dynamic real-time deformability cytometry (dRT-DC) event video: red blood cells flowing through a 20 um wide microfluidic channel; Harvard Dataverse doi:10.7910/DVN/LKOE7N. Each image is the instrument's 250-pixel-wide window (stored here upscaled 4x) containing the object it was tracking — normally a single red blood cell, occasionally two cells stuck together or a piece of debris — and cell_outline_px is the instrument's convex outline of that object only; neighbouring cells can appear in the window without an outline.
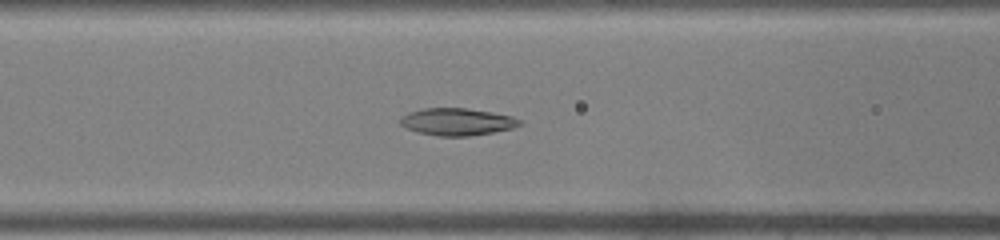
{"species": "common noctule bat (a hibernating species)", "species_latin": "Nyctalus noctula", "temperature_condition": "warm", "stored_images_in_passage": 32, "camera_frame_rate_fps": 3000, "um_per_image_px": 0.085, "animal": {"sex": "male", "body_mass_g": 19.0, "forearm_length_mm": 50.8}, "frame": {"image": 1, "passage_image": 11, "time_ms": 3.333, "image_size_px": [1000, 240], "cell_outline_px": [[520, 124], [512, 128], [492, 132], [468, 136], [440, 136], [416, 132], [400, 124], [400, 120], [408, 112], [424, 108], [464, 108], [492, 112], [512, 116], [520, 120]], "centroid_in_image_um": [38.83, 10.35], "position_along_channel_um": 127.8, "area_um2": 18.67}}
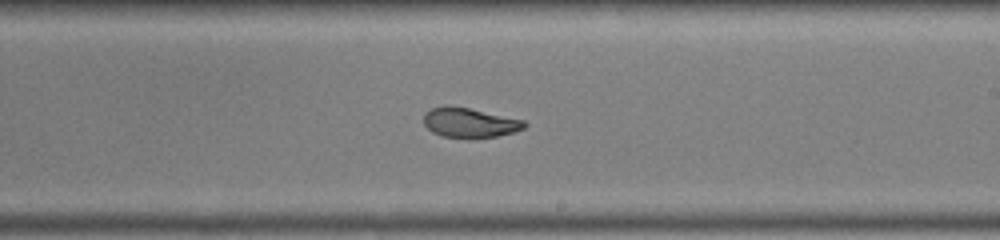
{"frame": {"image": 2, "passage_image": 19, "time_ms": 6.0, "image_size_px": [1000, 240], "cell_outline_px": [[528, 124], [524, 128], [512, 132], [496, 136], [472, 140], [468, 140], [440, 136], [432, 132], [424, 124], [424, 112], [432, 108], [468, 108], [524, 120]], "centroid_in_image_um": [39.93, 10.49], "position_along_channel_um": 249.1, "area_um2": 17.34}}
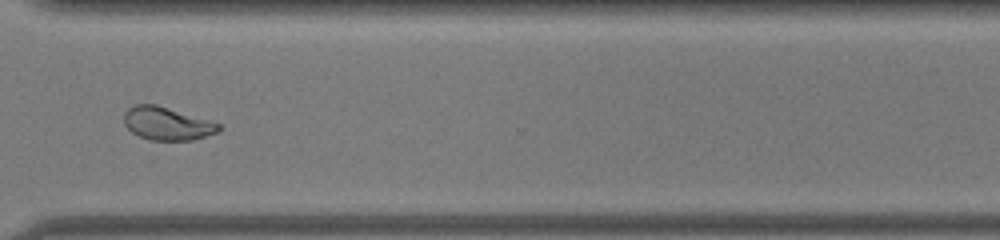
{"frame": {"image": 3, "passage_image": 26, "time_ms": 8.333, "image_size_px": [1000, 240], "cell_outline_px": [[224, 128], [216, 132], [192, 140], [148, 140], [132, 132], [124, 124], [124, 112], [128, 108], [136, 104], [156, 104], [208, 120], [220, 124]], "centroid_in_image_um": [14.17, 10.5], "position_along_channel_um": 356.4, "area_um2": 18.09}}